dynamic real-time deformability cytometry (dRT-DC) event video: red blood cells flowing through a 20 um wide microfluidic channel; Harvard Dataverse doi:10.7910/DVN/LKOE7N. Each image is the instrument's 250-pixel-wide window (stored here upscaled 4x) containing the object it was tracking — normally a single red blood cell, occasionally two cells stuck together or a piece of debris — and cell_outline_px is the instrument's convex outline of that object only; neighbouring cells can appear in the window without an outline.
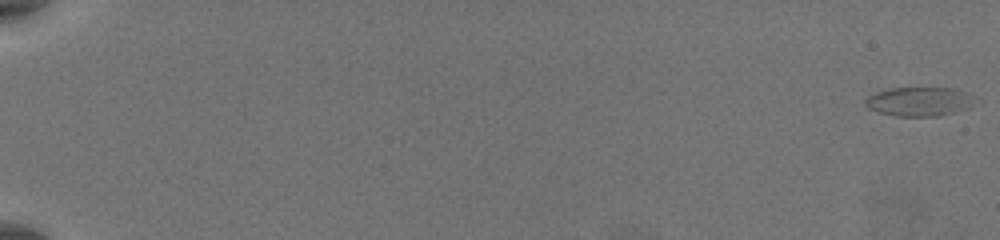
{"species": "common noctule bat (a hibernating species)", "species_latin": "Nyctalus noctula", "temperature_condition": "warm", "stored_images_in_passage": 42, "camera_frame_rate_fps": 3000, "um_per_image_px": 0.085, "animal": {"sex": "female", "body_mass_g": 19.5, "forearm_length_mm": 54.1}, "frame": {"image": 1, "passage_image": 1, "time_ms": 0.0, "image_size_px": [1000, 240], "cell_outline_px": [[968, 96], [964, 108], [952, 112], [936, 116], [896, 116], [880, 112], [868, 108], [864, 104], [864, 100], [868, 96], [876, 92], [888, 88], [956, 88], [964, 92]], "centroid_in_image_um": [77.94, 8.62], "position_along_channel_um": 7.1, "area_um2": 17.74}}
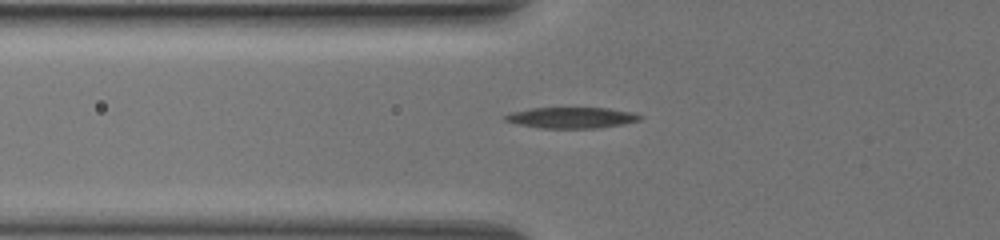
{"frame": {"image": 2, "passage_image": 25, "time_ms": 8.0, "image_size_px": [1000, 240], "cell_outline_px": [[644, 116], [640, 120], [624, 124], [600, 128], [540, 128], [520, 124], [504, 120], [504, 116], [512, 112], [532, 108], [608, 108], [632, 112]], "centroid_in_image_um": [48.64, 10.0], "position_along_channel_um": 77.2, "area_um2": 16.42}}
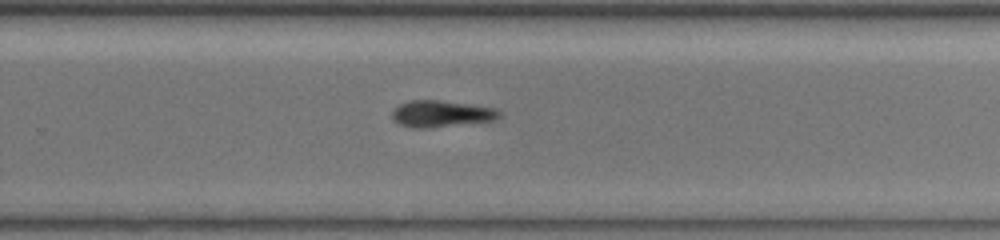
{"frame": {"image": 3, "passage_image": 42, "time_ms": 13.667, "image_size_px": [1000, 240], "cell_outline_px": [[504, 112], [496, 120], [428, 128], [412, 128], [400, 124], [392, 120], [392, 112], [400, 104], [408, 100], [436, 100], [468, 104], [496, 108]], "centroid_in_image_um": [37.53, 9.67], "position_along_channel_um": 292.3, "area_um2": 16.65}}